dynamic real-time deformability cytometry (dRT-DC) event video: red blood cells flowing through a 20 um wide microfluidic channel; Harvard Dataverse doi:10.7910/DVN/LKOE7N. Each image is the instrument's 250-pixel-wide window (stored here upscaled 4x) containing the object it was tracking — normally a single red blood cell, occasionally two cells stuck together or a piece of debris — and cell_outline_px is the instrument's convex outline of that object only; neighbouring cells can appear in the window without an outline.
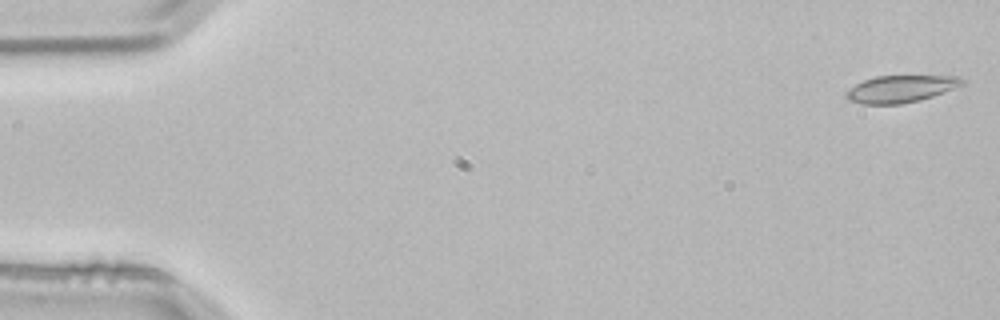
{"species": "common noctule bat (a hibernating species)", "species_latin": "Nyctalus noctula", "temperature_condition": "room temperature", "stored_images_in_passage": 4, "camera_frame_rate_fps": 3000, "um_per_image_px": 0.085, "animal": {"sex": "male", "body_mass_g": 21.5, "forearm_length_mm": 52.0}, "frame": {"image": 1, "passage_image": 1, "time_ms": 0.0, "image_size_px": [1000, 320], "cell_outline_px": [[964, 84], [944, 92], [920, 100], [900, 104], [860, 104], [848, 100], [844, 96], [844, 92], [848, 88], [864, 80], [876, 76], [960, 76], [964, 80]], "centroid_in_image_um": [76.51, 7.56], "position_along_channel_um": 8.5, "area_um2": 18.38}}
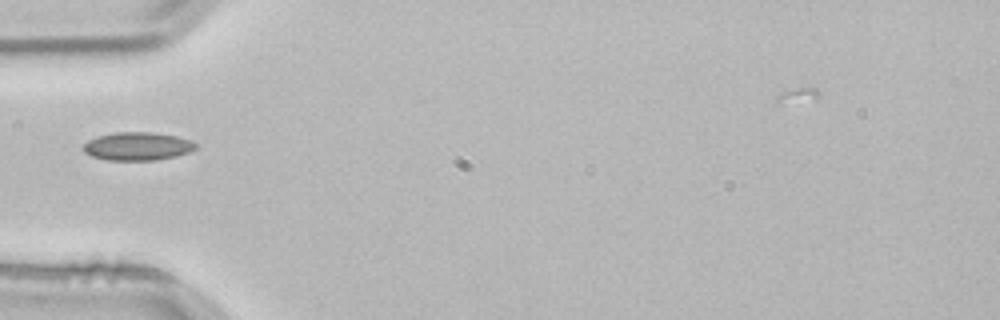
{"frame": {"image": 2, "passage_image": 4, "time_ms": 1.0, "image_size_px": [1000, 320], "cell_outline_px": [[196, 148], [188, 152], [176, 156], [156, 160], [108, 160], [92, 156], [84, 152], [84, 144], [88, 140], [96, 136], [116, 132], [152, 132], [176, 136], [192, 140], [196, 144]], "centroid_in_image_um": [11.69, 12.43], "position_along_channel_um": 73.3, "area_um2": 18.44}}